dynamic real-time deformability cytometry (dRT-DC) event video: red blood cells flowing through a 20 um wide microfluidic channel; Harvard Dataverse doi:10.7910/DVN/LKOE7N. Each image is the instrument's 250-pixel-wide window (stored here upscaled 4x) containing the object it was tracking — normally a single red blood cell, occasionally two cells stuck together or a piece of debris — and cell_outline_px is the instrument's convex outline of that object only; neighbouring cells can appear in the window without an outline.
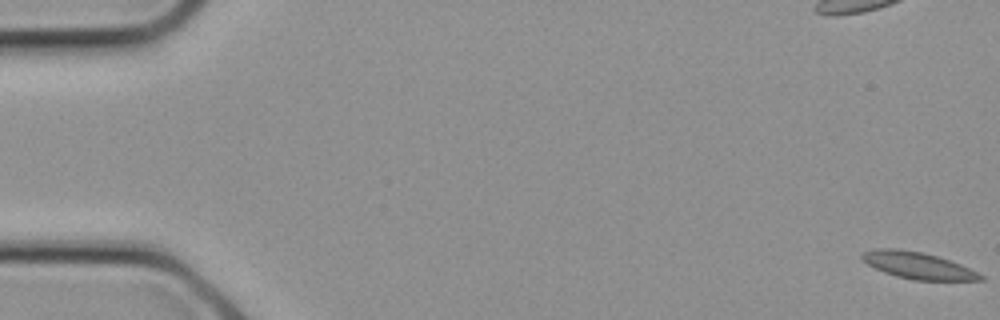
{"species": "common noctule bat (a hibernating species)", "species_latin": "Nyctalus noctula", "temperature_condition": "cold", "stored_images_in_passage": 15, "camera_frame_rate_fps": 3000, "um_per_image_px": 0.085, "animal": {"sex": "female", "body_mass_g": 21.9}, "frame": {"image": 1, "passage_image": 1, "time_ms": 0.0, "image_size_px": [1000, 320], "cell_outline_px": [[984, 280], [912, 280], [896, 276], [884, 272], [868, 264], [860, 256], [864, 252], [876, 248], [896, 248], [924, 252], [960, 264], [984, 276]], "centroid_in_image_um": [78.0, 22.56], "position_along_channel_um": 7.0, "area_um2": 18.21}}
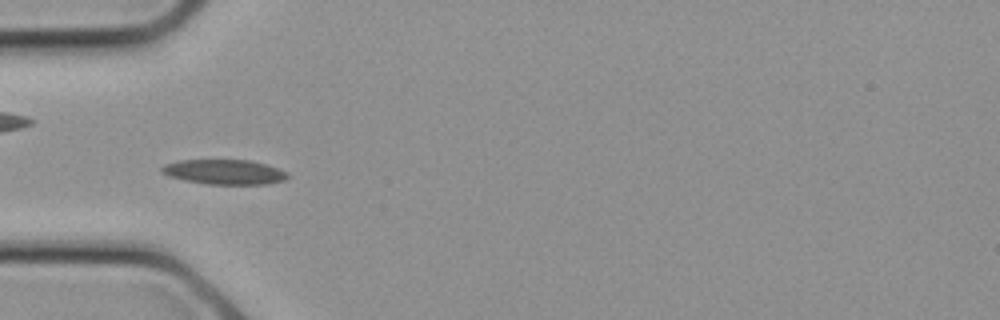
{"frame": {"image": 2, "passage_image": 9, "time_ms": 2.667, "image_size_px": [1000, 320], "cell_outline_px": [[288, 176], [284, 180], [268, 184], [208, 184], [184, 180], [168, 176], [160, 172], [160, 168], [164, 164], [176, 160], [252, 160], [288, 172]], "centroid_in_image_um": [19.02, 14.61], "position_along_channel_um": 66.0, "area_um2": 18.26}}
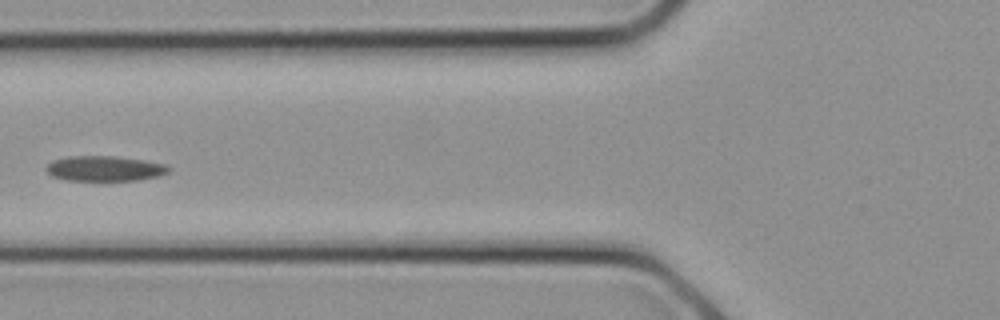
{"frame": {"image": 3, "passage_image": 11, "time_ms": 3.333, "image_size_px": [1000, 320], "cell_outline_px": [[172, 168], [168, 172], [160, 176], [140, 180], [64, 180], [52, 176], [44, 168], [52, 160], [68, 156], [116, 156], [144, 160], [164, 164]], "centroid_in_image_um": [8.9, 14.32], "position_along_channel_um": 116.9, "area_um2": 18.09}}